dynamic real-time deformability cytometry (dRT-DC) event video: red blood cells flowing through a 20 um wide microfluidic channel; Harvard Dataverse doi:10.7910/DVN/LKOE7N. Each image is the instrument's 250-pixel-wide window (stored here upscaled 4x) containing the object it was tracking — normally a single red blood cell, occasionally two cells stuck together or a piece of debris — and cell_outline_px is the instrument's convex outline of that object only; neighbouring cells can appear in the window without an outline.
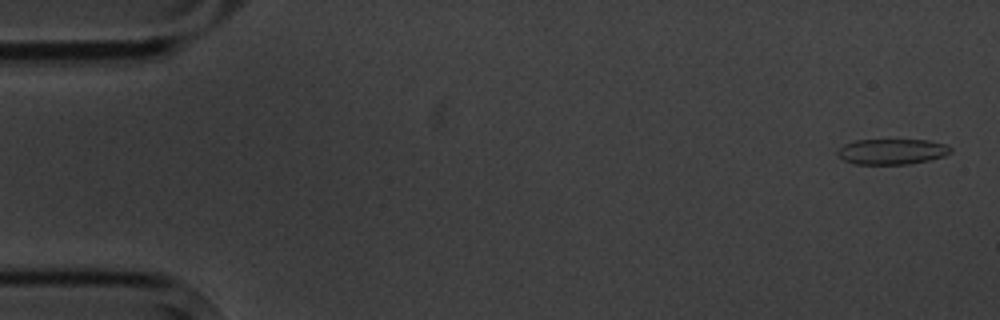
{"species": "common noctule bat (a hibernating species)", "species_latin": "Nyctalus noctula", "temperature_condition": "cold", "stored_images_in_passage": 4, "camera_frame_rate_fps": 3000, "um_per_image_px": 0.085, "animal": {"sex": "male", "body_mass_g": 20.1, "forearm_length_mm": 53.5}, "frame": {"image": 1, "passage_image": 1, "time_ms": 0.0, "image_size_px": [1000, 320], "cell_outline_px": [[952, 152], [944, 156], [928, 160], [908, 164], [856, 164], [844, 160], [836, 156], [836, 152], [844, 144], [856, 140], [928, 140], [948, 144], [952, 148]], "centroid_in_image_um": [75.83, 12.88], "position_along_channel_um": 9.2, "area_um2": 16.94}}